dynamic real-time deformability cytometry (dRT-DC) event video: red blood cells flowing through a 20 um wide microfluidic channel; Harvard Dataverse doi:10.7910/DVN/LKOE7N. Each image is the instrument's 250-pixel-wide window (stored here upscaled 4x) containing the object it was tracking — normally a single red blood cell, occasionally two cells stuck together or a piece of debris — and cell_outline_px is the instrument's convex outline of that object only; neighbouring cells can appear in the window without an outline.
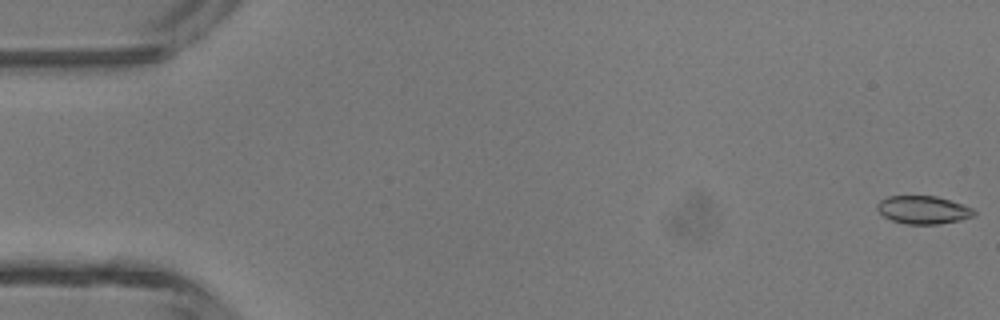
{"species": "common noctule bat (a hibernating species)", "species_latin": "Nyctalus noctula", "temperature_condition": "room temperature", "stored_images_in_passage": 42, "camera_frame_rate_fps": 3000, "um_per_image_px": 0.085, "animal": {"sex": "male", "body_mass_g": 13.3}, "frame": {"image": 1, "passage_image": 1, "time_ms": 0.0, "image_size_px": [1000, 320], "cell_outline_px": [[976, 216], [960, 220], [936, 224], [904, 224], [892, 220], [884, 216], [876, 208], [876, 204], [880, 200], [888, 196], [936, 196], [964, 204], [972, 208], [976, 212]], "centroid_in_image_um": [78.49, 17.83], "position_along_channel_um": 6.5, "area_um2": 15.9}}
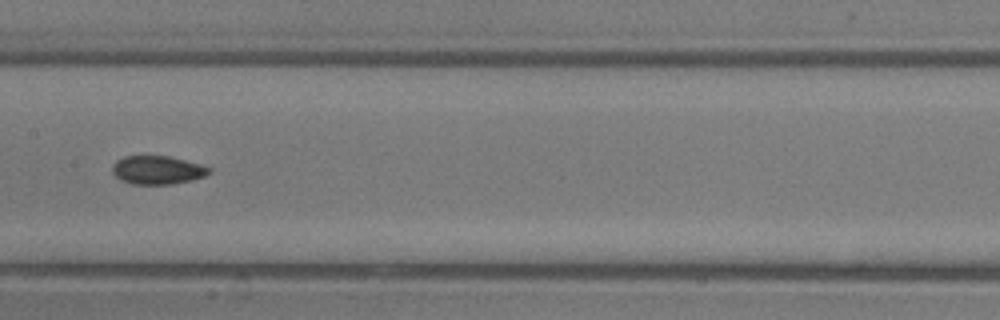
{"frame": {"image": 2, "passage_image": 24, "time_ms": 7.667, "image_size_px": [1000, 320], "cell_outline_px": [[212, 172], [204, 176], [192, 180], [172, 184], [132, 184], [120, 180], [112, 172], [112, 164], [116, 160], [124, 156], [168, 156], [200, 164], [212, 168]], "centroid_in_image_um": [13.38, 14.45], "position_along_channel_um": 194.0, "area_um2": 16.13}}
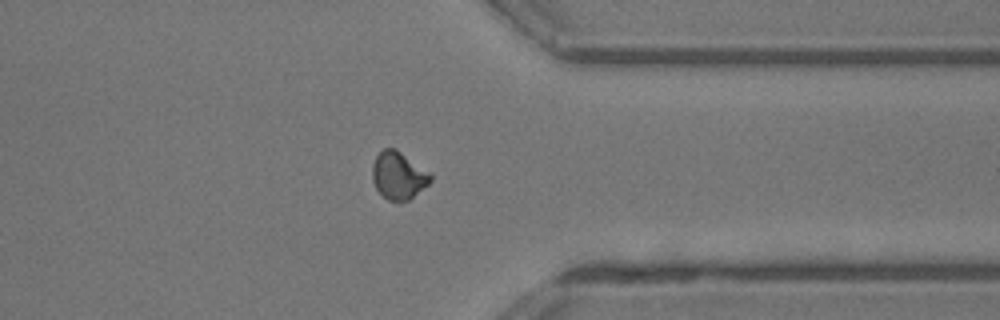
{"frame": {"image": 3, "passage_image": 37, "time_ms": 12.0, "image_size_px": [1000, 320], "cell_outline_px": [[432, 180], [428, 184], [408, 200], [388, 200], [376, 188], [372, 180], [372, 164], [376, 156], [384, 148], [396, 148], [432, 172]], "centroid_in_image_um": [33.89, 14.87], "position_along_channel_um": 377.5, "area_um2": 16.18}}